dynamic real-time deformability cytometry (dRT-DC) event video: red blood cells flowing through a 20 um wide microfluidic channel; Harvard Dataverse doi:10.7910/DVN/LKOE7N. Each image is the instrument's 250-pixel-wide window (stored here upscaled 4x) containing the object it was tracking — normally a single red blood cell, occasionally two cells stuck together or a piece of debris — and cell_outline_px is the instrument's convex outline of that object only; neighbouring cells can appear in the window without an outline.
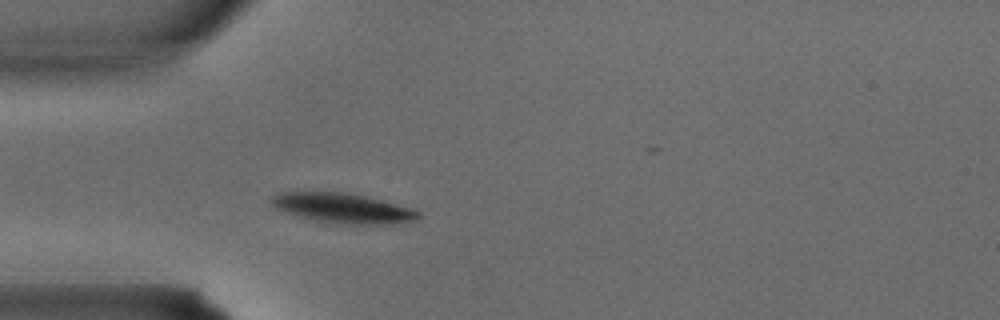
{"species": "common noctule bat (a hibernating species)", "species_latin": "Nyctalus noctula", "temperature_condition": "warm", "stored_images_in_passage": 27, "camera_frame_rate_fps": 3000, "um_per_image_px": 0.085, "animal": {"sex": "male", "body_mass_g": 15.6}, "frame": {"image": 1, "passage_image": 3, "time_ms": 0.667, "image_size_px": [1000, 320], "cell_outline_px": [[420, 216], [416, 220], [392, 224], [348, 224], [316, 220], [300, 216], [276, 208], [268, 200], [272, 196], [280, 192], [344, 192], [364, 196], [412, 208], [420, 212]], "centroid_in_image_um": [29.15, 17.68], "position_along_channel_um": 55.8, "area_um2": 25.14}}
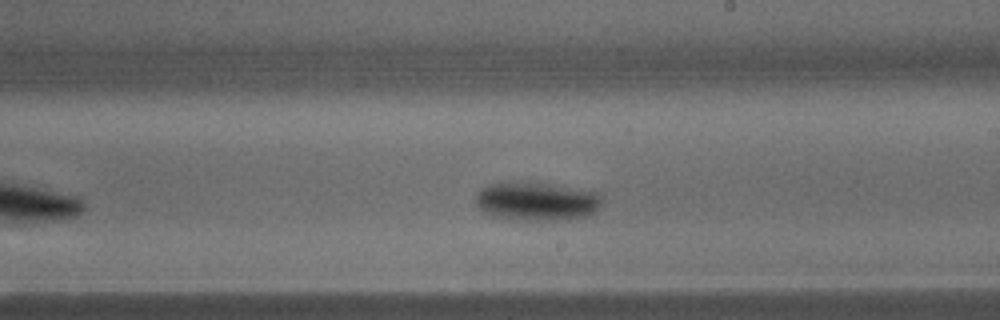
{"frame": {"image": 2, "passage_image": 13, "time_ms": 4.0, "image_size_px": [1000, 320], "cell_outline_px": [[600, 208], [596, 212], [588, 216], [564, 220], [516, 220], [492, 216], [484, 212], [476, 204], [476, 196], [480, 188], [488, 184], [512, 180], [528, 180], [552, 184], [596, 192], [600, 196]], "centroid_in_image_um": [45.58, 17.09], "position_along_channel_um": 243.4, "area_um2": 29.13}}
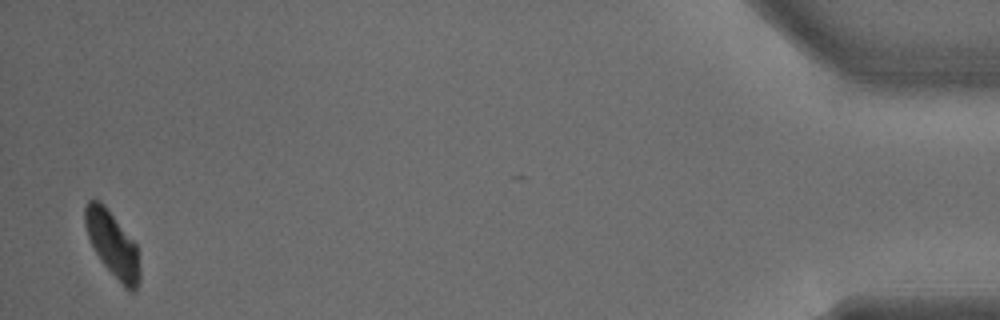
{"frame": {"image": 3, "passage_image": 27, "time_ms": 8.667, "image_size_px": [1000, 320], "cell_outline_px": [[140, 280], [136, 292], [128, 292], [124, 288], [104, 264], [96, 252], [88, 236], [84, 224], [84, 204], [88, 200], [100, 200], [136, 244], [140, 268]], "centroid_in_image_um": [9.57, 20.8], "position_along_channel_um": 425.6, "area_um2": 20.75}}